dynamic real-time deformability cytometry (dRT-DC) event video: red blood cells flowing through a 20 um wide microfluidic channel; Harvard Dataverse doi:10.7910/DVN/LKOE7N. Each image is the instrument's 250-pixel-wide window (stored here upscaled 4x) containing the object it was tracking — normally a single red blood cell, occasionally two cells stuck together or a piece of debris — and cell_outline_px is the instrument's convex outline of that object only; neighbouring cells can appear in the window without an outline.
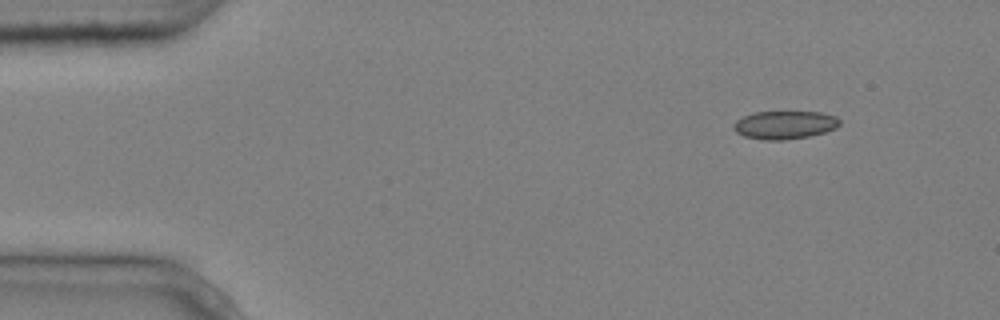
{"species": "common noctule bat (a hibernating species)", "species_latin": "Nyctalus noctula", "temperature_condition": "cold", "stored_images_in_passage": 3, "camera_frame_rate_fps": 3000, "um_per_image_px": 0.085, "animal": {"sex": "male", "body_mass_g": 20.4}, "frame": {"image": 1, "passage_image": 1, "time_ms": 0.0, "image_size_px": [1000, 320], "cell_outline_px": [[840, 124], [836, 128], [824, 132], [808, 136], [784, 140], [764, 140], [744, 136], [736, 132], [732, 128], [732, 124], [736, 120], [752, 112], [820, 112], [836, 116], [840, 120]], "centroid_in_image_um": [66.67, 10.61], "position_along_channel_um": 18.3, "area_um2": 17.46}}
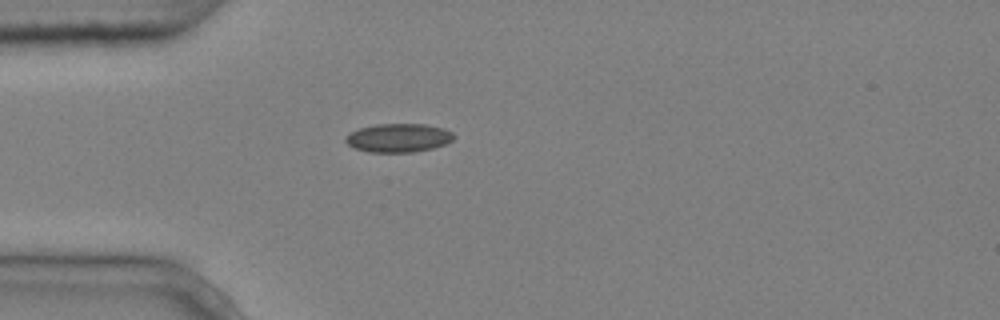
{"frame": {"image": 2, "passage_image": 3, "time_ms": 0.667, "image_size_px": [1000, 320], "cell_outline_px": [[456, 136], [452, 140], [444, 144], [432, 148], [412, 152], [368, 152], [356, 148], [348, 144], [344, 140], [352, 132], [360, 128], [376, 124], [424, 124], [444, 128], [452, 132]], "centroid_in_image_um": [33.9, 11.71], "position_along_channel_um": 51.1, "area_um2": 17.86}}